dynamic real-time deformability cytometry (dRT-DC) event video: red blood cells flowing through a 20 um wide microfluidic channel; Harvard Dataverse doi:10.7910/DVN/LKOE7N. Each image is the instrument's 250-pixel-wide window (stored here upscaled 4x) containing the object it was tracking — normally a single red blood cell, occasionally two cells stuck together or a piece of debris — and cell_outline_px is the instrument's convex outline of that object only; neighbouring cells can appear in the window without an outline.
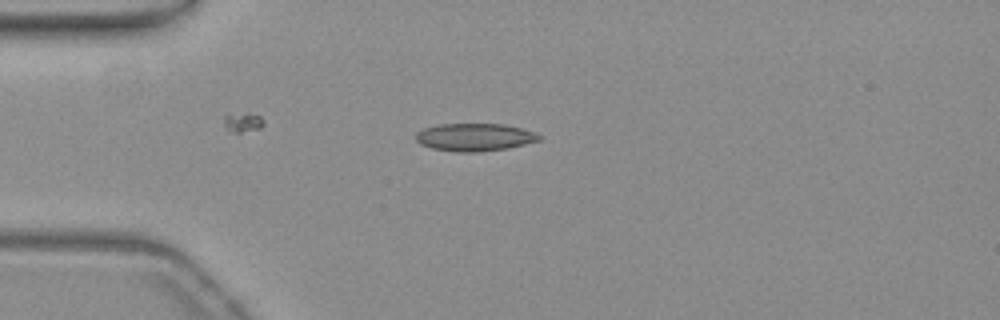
{"species": "common noctule bat (a hibernating species)", "species_latin": "Nyctalus noctula", "temperature_condition": "warm", "stored_images_in_passage": 30, "camera_frame_rate_fps": 3000, "um_per_image_px": 0.085, "animal": {"sex": "female", "body_mass_g": 19.3, "forearm_length_mm": 54.1}, "frame": {"image": 1, "passage_image": 1, "time_ms": 0.0, "image_size_px": [1000, 320], "cell_outline_px": [[544, 136], [540, 140], [508, 148], [480, 152], [456, 152], [432, 148], [420, 144], [416, 140], [416, 132], [424, 128], [440, 124], [504, 124], [520, 128]], "centroid_in_image_um": [40.33, 11.66], "position_along_channel_um": 44.7, "area_um2": 19.88}}
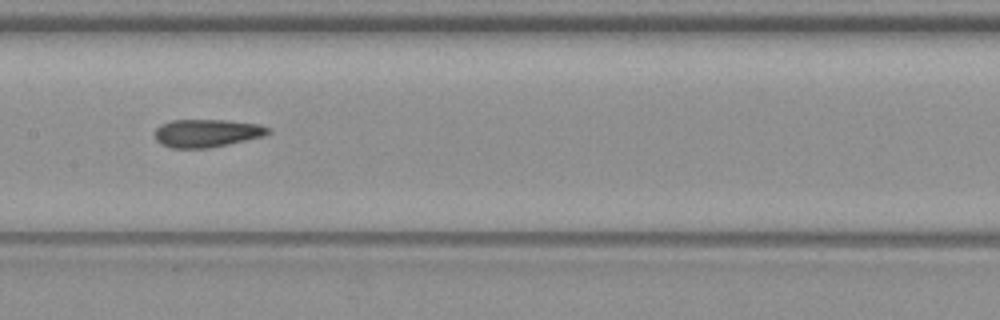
{"frame": {"image": 2, "passage_image": 14, "time_ms": 4.333, "image_size_px": [1000, 320], "cell_outline_px": [[272, 132], [264, 136], [228, 144], [208, 148], [172, 148], [160, 144], [156, 140], [156, 128], [160, 124], [172, 120], [224, 120], [256, 124], [272, 128]], "centroid_in_image_um": [17.58, 11.32], "position_along_channel_um": 189.8, "area_um2": 18.44}}
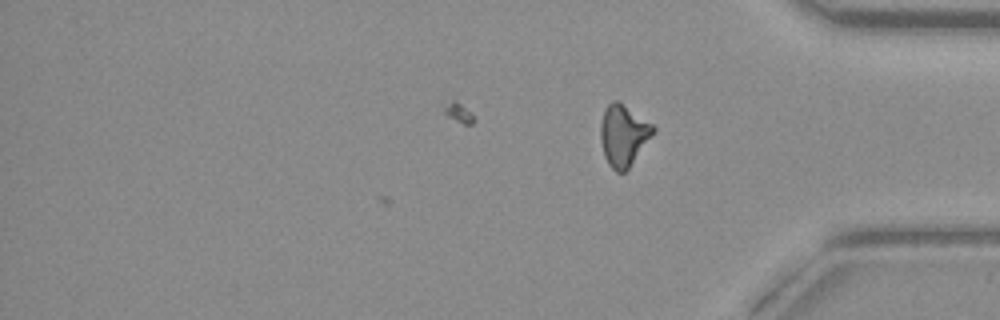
{"frame": {"image": 3, "passage_image": 30, "time_ms": 9.667, "image_size_px": [1000, 320], "cell_outline_px": [[656, 132], [628, 168], [624, 172], [616, 172], [608, 164], [604, 156], [600, 140], [600, 124], [604, 108], [612, 100], [620, 100], [652, 124], [656, 128]], "centroid_in_image_um": [52.99, 11.46], "position_along_channel_um": 382.2, "area_um2": 19.13}, "authors_computed_cell_mechanics": {"area_um2": 18.5249, "velocity_mm_per_s": 3.8102, "shape_relaxation_time_tau1_ms": null, "shape_relaxation_time_tau2_ms": 3.2144, "deformation_change_tau1": null, "deformation_change_tau2": 0.119}}